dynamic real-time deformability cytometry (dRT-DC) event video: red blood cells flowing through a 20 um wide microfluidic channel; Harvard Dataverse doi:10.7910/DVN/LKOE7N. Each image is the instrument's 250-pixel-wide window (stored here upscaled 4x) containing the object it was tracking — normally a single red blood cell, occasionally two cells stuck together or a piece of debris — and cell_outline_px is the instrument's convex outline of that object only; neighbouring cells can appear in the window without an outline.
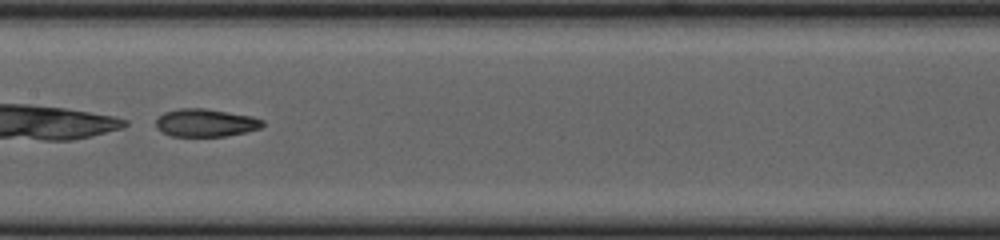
{"species": "common noctule bat (a hibernating species)", "species_latin": "Nyctalus noctula", "temperature_condition": "cold", "stored_images_in_passage": 32, "camera_frame_rate_fps": 3000, "um_per_image_px": 0.085, "animal": {"sex": "female", "body_mass_g": 23.0, "forearm_length_mm": 53.4}, "frame": {"image": 1, "passage_image": 10, "time_ms": 3.0, "image_size_px": [1000, 240], "cell_outline_px": [[264, 124], [260, 128], [244, 132], [224, 136], [172, 136], [156, 128], [156, 120], [164, 112], [180, 108], [204, 108], [252, 116], [264, 120]], "centroid_in_image_um": [17.48, 10.43], "position_along_channel_um": 189.9, "area_um2": 17.17}}